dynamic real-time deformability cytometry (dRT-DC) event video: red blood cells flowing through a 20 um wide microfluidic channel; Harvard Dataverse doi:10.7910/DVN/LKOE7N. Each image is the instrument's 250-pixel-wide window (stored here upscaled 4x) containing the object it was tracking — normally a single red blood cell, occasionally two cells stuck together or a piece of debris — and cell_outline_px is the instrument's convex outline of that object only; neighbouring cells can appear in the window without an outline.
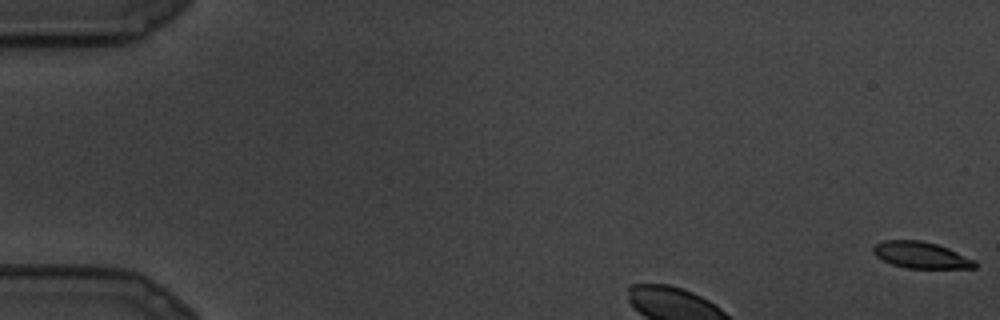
{"species": "common noctule bat (a hibernating species)", "species_latin": "Nyctalus noctula", "temperature_condition": "cold", "stored_images_in_passage": 5, "camera_frame_rate_fps": 3000, "um_per_image_px": 0.085, "animal": {"sex": "male", "body_mass_g": 19.5, "forearm_length_mm": 54.6}, "frame": {"image": 1, "passage_image": 1, "time_ms": 0.0, "image_size_px": [1000, 320], "cell_outline_px": [[976, 268], [908, 268], [892, 264], [876, 256], [872, 252], [872, 248], [876, 244], [884, 240], [920, 240], [936, 244], [948, 248], [976, 260]], "centroid_in_image_um": [78.29, 21.68], "position_along_channel_um": 6.7, "area_um2": 15.61}}